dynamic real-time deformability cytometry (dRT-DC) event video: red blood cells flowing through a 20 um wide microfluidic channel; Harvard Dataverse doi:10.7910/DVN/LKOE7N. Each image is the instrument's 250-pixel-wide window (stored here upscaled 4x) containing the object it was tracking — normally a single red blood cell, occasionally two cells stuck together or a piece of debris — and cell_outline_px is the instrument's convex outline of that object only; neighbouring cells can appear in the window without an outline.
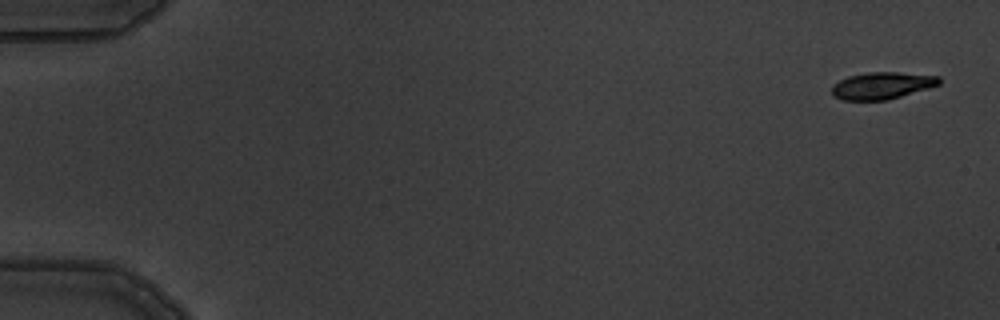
{"species": "common noctule bat (a hibernating species)", "species_latin": "Nyctalus noctula", "temperature_condition": "warm", "stored_images_in_passage": 10, "camera_frame_rate_fps": 3000, "um_per_image_px": 0.085, "animal": {"sex": "male", "body_mass_g": 19.5, "forearm_length_mm": 54.6}, "frame": {"image": 1, "passage_image": 1, "time_ms": 0.0, "image_size_px": [1000, 320], "cell_outline_px": [[940, 84], [928, 88], [888, 100], [840, 100], [832, 96], [832, 84], [848, 76], [868, 72], [896, 72], [940, 76]], "centroid_in_image_um": [74.94, 7.28], "position_along_channel_um": 10.1, "area_um2": 16.94}}
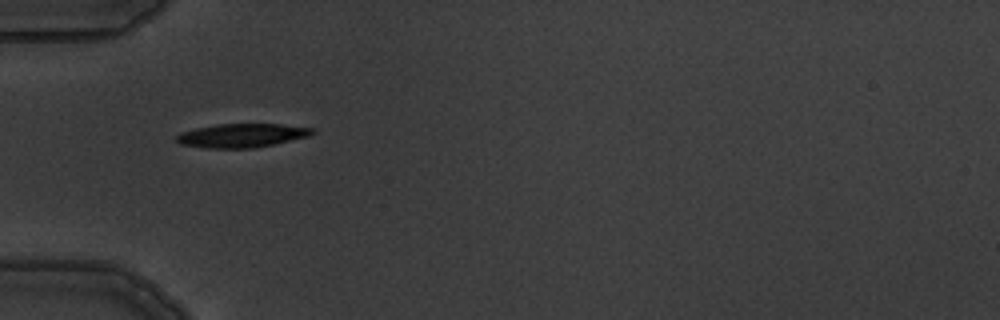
{"frame": {"image": 2, "passage_image": 5, "time_ms": 5.333, "image_size_px": [1000, 320], "cell_outline_px": [[316, 132], [312, 136], [256, 148], [208, 148], [180, 144], [176, 140], [176, 136], [180, 132], [196, 128], [216, 124], [280, 124], [316, 128]], "centroid_in_image_um": [20.62, 11.51], "position_along_channel_um": 64.4, "area_um2": 19.07}}
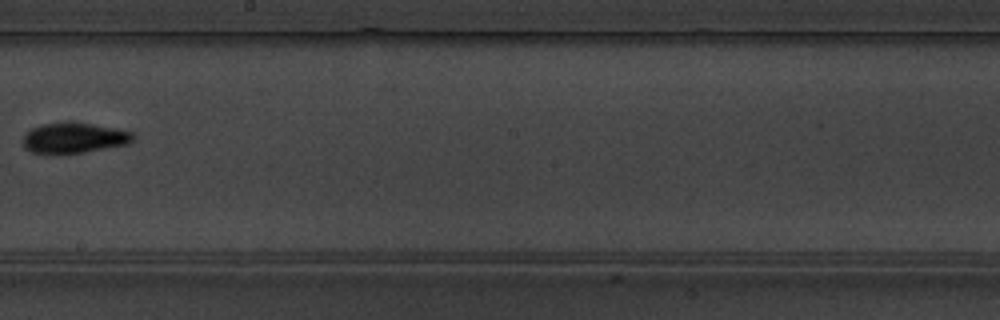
{"frame": {"image": 3, "passage_image": 9, "time_ms": 10.0, "image_size_px": [1000, 320], "cell_outline_px": [[136, 136], [128, 144], [84, 152], [56, 156], [32, 152], [24, 148], [24, 132], [40, 124], [92, 124], [116, 128], [136, 132]], "centroid_in_image_um": [6.3, 11.77], "position_along_channel_um": 241.9, "area_um2": 19.65}}